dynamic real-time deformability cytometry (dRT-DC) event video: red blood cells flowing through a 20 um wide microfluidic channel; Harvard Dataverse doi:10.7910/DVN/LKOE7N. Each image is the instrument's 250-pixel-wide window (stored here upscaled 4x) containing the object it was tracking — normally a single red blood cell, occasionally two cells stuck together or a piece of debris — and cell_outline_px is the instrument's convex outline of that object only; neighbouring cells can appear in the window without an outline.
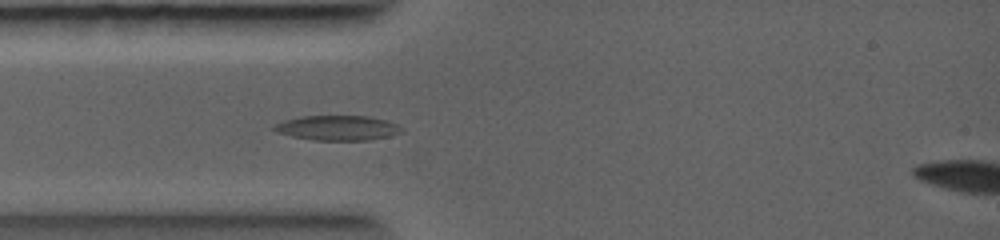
{"species": "common noctule bat (a hibernating species)", "species_latin": "Nyctalus noctula", "temperature_condition": "warm", "stored_images_in_passage": 11, "camera_frame_rate_fps": 5000, "um_per_image_px": 0.085, "animal": {"sex": "female", "body_mass_g": 19.0, "forearm_length_mm": 56.7}, "frame": {"image": 1, "passage_image": 5, "time_ms": 1.8, "image_size_px": [1000, 240], "cell_outline_px": [[396, 132], [384, 136], [364, 140], [316, 140], [292, 136], [280, 132], [272, 128], [276, 124], [288, 120], [304, 116], [368, 116], [384, 120], [392, 124]], "centroid_in_image_um": [28.55, 10.86], "position_along_channel_um": 56.4, "area_um2": 17.28}}
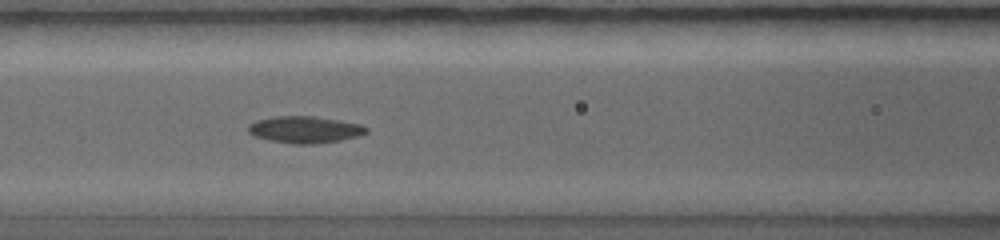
{"frame": {"image": 2, "passage_image": 8, "time_ms": 3.2, "image_size_px": [1000, 240], "cell_outline_px": [[368, 132], [356, 136], [336, 140], [308, 144], [296, 144], [256, 136], [248, 128], [252, 124], [260, 120], [280, 116], [312, 116], [336, 120], [356, 124], [368, 128]], "centroid_in_image_um": [25.95, 11.0], "position_along_channel_um": 140.6, "area_um2": 17.28}}
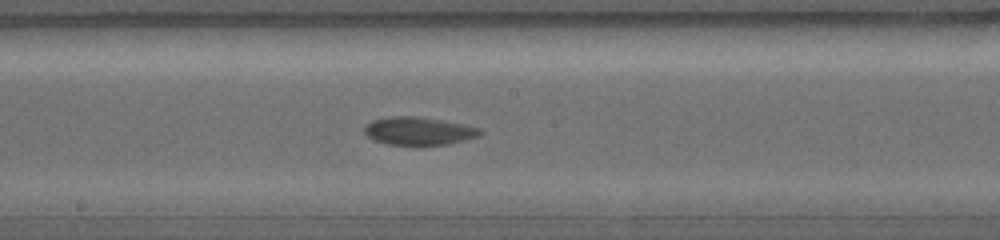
{"frame": {"image": 3, "passage_image": 11, "time_ms": 4.4, "image_size_px": [1000, 240], "cell_outline_px": [[480, 132], [472, 136], [460, 140], [444, 144], [392, 144], [368, 136], [364, 132], [364, 128], [368, 124], [376, 120], [396, 116], [416, 116], [476, 128]], "centroid_in_image_um": [35.47, 11.12], "position_along_channel_um": 212.7, "area_um2": 17.22}}